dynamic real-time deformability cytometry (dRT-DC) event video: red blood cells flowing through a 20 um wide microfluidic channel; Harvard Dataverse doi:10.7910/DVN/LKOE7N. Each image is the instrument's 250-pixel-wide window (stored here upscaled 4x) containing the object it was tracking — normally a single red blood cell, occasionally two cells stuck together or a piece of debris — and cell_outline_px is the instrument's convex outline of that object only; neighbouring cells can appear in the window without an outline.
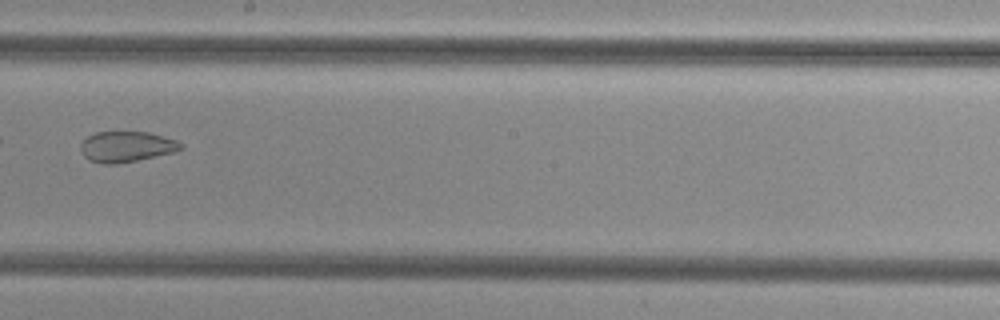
{"species": "common noctule bat (a hibernating species)", "species_latin": "Nyctalus noctula", "temperature_condition": "cold", "stored_images_in_passage": 8, "camera_frame_rate_fps": 3000, "um_per_image_px": 0.085, "animal": {"sex": "female", "body_mass_g": 29.2, "forearm_length_mm": 56.3}, "frame": {"image": 1, "passage_image": 7, "time_ms": 8.0, "image_size_px": [1000, 320], "cell_outline_px": [[184, 148], [172, 152], [136, 160], [116, 164], [104, 164], [88, 160], [80, 152], [80, 144], [88, 136], [96, 132], [148, 132], [176, 140], [184, 144]], "centroid_in_image_um": [10.72, 12.47], "position_along_channel_um": 237.5, "area_um2": 17.8}}
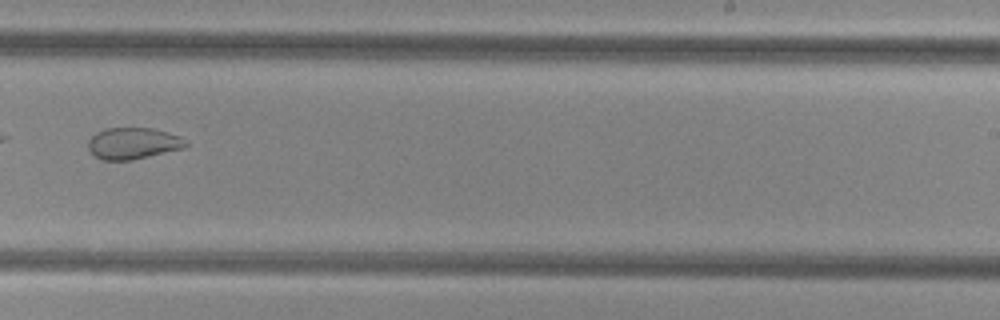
{"frame": {"image": 2, "passage_image": 8, "time_ms": 9.0, "image_size_px": [1000, 320], "cell_outline_px": [[188, 144], [184, 148], [132, 160], [100, 160], [88, 148], [88, 140], [96, 132], [104, 128], [152, 128], [168, 132], [180, 136], [188, 140]], "centroid_in_image_um": [11.33, 12.18], "position_along_channel_um": 277.7, "area_um2": 18.03}}